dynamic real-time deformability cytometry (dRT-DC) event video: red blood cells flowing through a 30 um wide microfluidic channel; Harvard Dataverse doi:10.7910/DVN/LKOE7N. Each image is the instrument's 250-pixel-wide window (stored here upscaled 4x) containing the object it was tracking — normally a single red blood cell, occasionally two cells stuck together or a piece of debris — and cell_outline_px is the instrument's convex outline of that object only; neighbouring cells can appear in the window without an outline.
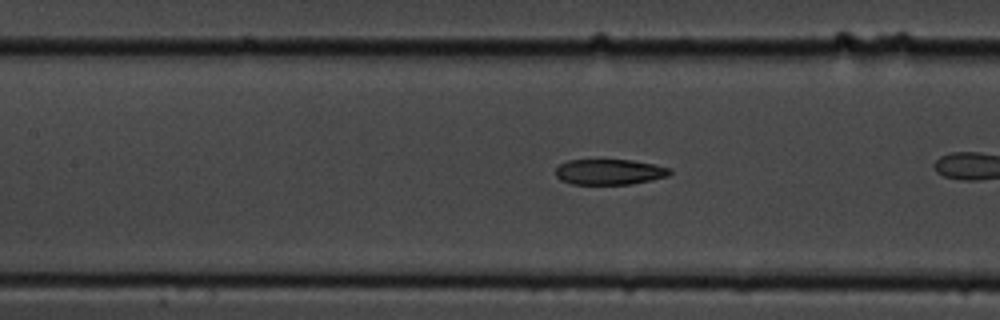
{"species": "common noctule bat (a hibernating species)", "species_latin": "Nyctalus noctula", "temperature_condition": "cold", "stored_images_in_passage": 33, "camera_frame_rate_fps": 3000, "um_per_image_px": 0.085, "animal": {"sex": "male", "body_mass_g": 19.5, "forearm_length_mm": 54.6}, "frame": {"image": 1, "passage_image": 15, "time_ms": 4.667, "image_size_px": [1000, 320], "cell_outline_px": [[672, 172], [668, 176], [652, 180], [632, 184], [572, 184], [560, 180], [556, 176], [556, 168], [560, 164], [568, 160], [632, 160], [656, 164], [672, 168]], "centroid_in_image_um": [51.84, 14.61], "position_along_channel_um": 155.6, "area_um2": 17.17}}